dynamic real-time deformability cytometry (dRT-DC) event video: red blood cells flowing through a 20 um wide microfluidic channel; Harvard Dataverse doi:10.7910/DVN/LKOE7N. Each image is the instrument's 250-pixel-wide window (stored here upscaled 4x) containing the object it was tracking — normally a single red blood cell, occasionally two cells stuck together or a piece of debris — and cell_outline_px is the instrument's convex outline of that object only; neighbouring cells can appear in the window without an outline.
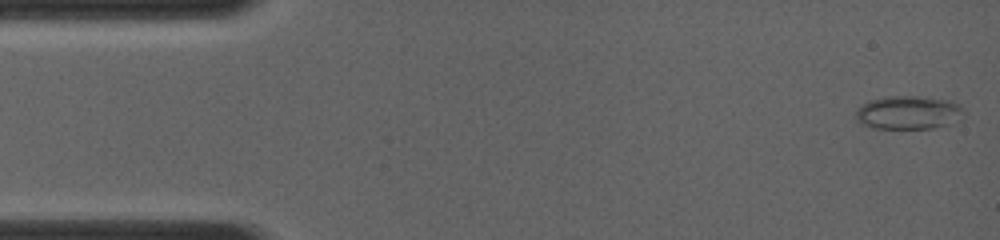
{"species": "common noctule bat (a hibernating species)", "species_latin": "Nyctalus noctula", "temperature_condition": "room temperature", "stored_images_in_passage": 34, "camera_frame_rate_fps": 4000, "um_per_image_px": 0.085, "animal": {"sex": "female", "body_mass_g": 19.0, "forearm_length_mm": 56.7}, "frame": {"image": 1, "passage_image": 1, "time_ms": 0.0, "image_size_px": [1000, 240], "cell_outline_px": [[964, 116], [960, 120], [932, 128], [876, 128], [860, 124], [856, 116], [856, 108], [868, 100], [888, 96], [916, 96], [948, 100], [960, 104], [964, 108]], "centroid_in_image_um": [77.22, 9.56], "position_along_channel_um": 7.8, "area_um2": 21.15}}
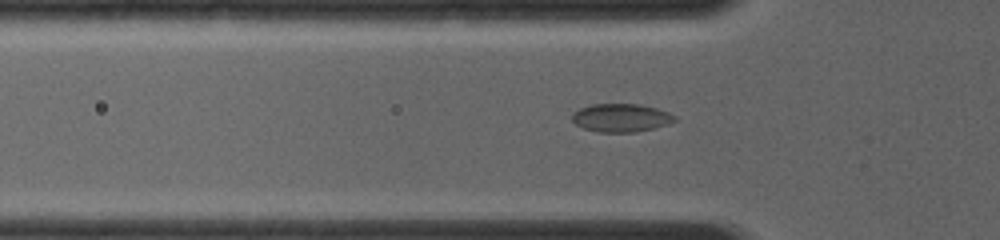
{"frame": {"image": 2, "passage_image": 20, "time_ms": 4.0, "image_size_px": [1000, 240], "cell_outline_px": [[676, 120], [668, 124], [656, 128], [636, 132], [596, 132], [584, 128], [576, 124], [572, 120], [572, 112], [580, 108], [592, 104], [640, 104], [656, 108], [668, 112], [676, 116]], "centroid_in_image_um": [52.79, 10.01], "position_along_channel_um": 73.0, "area_um2": 16.99}}
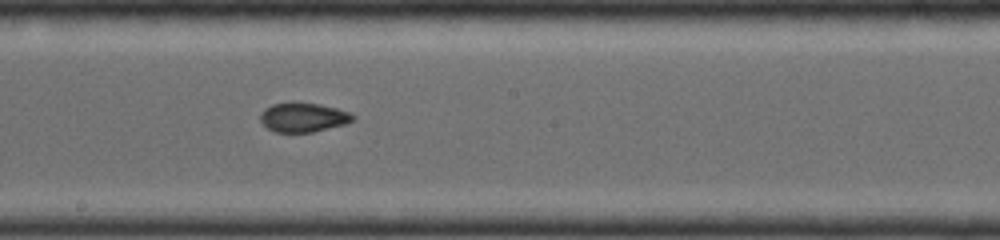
{"frame": {"image": 3, "passage_image": 34, "time_ms": 7.25, "image_size_px": [1000, 240], "cell_outline_px": [[356, 116], [352, 120], [344, 124], [312, 132], [276, 132], [268, 128], [260, 120], [260, 116], [264, 108], [272, 104], [320, 104], [352, 112]], "centroid_in_image_um": [25.8, 9.99], "position_along_channel_um": 222.4, "area_um2": 15.37}}